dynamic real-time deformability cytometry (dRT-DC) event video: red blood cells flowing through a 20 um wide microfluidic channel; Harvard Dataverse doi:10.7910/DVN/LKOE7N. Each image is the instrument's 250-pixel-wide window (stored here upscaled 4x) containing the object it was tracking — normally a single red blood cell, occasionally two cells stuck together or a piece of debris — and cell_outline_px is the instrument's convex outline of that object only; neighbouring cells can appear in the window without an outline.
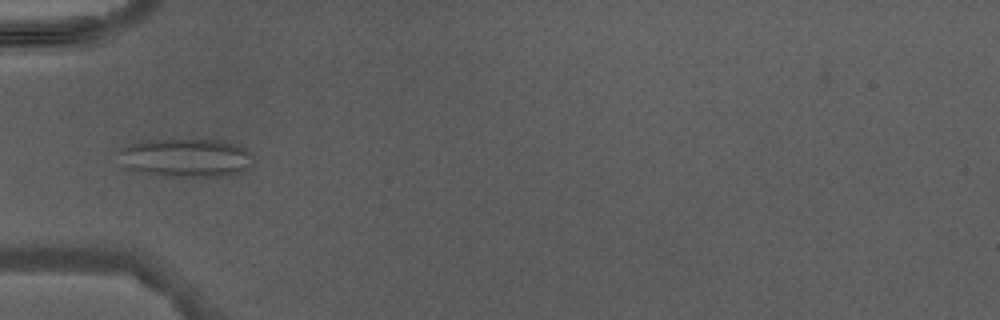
{"species": "Egyptian fruit bat (a non-hibernating species)", "species_latin": "Rousettus aegyptiacus", "temperature_condition": "warm", "stored_images_in_passage": 5, "camera_frame_rate_fps": 3000, "um_per_image_px": 0.085, "animal": {"sex": "male"}, "frame": {"image": 1, "passage_image": 5, "time_ms": 5.0, "image_size_px": [1000, 320], "cell_outline_px": [[252, 164], [244, 172], [232, 176], [172, 176], [144, 172], [124, 168], [120, 152], [128, 144], [144, 140], [224, 140], [244, 148], [252, 152]], "centroid_in_image_um": [15.88, 13.41], "position_along_channel_um": 69.1, "area_um2": 30.11}}